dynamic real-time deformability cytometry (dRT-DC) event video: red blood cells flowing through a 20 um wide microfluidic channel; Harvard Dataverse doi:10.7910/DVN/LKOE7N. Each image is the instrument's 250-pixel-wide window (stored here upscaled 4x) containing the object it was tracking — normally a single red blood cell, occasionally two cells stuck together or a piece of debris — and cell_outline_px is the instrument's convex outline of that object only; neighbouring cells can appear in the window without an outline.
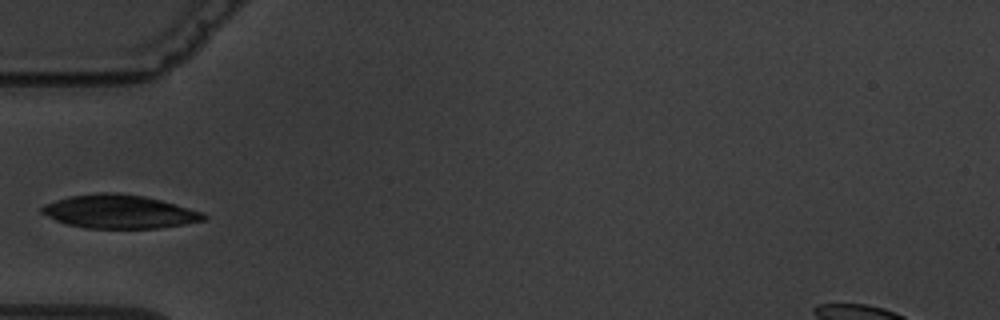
{"species": "common noctule bat (a hibernating species)", "species_latin": "Nyctalus noctula", "temperature_condition": "warm", "stored_images_in_passage": 4, "camera_frame_rate_fps": 3000, "um_per_image_px": 0.085, "animal": {"sex": "male", "body_mass_g": 19.5, "forearm_length_mm": 54.6}, "frame": {"image": 1, "passage_image": 4, "time_ms": 3.667, "image_size_px": [1000, 320], "cell_outline_px": [[208, 216], [204, 220], [184, 224], [160, 228], [88, 228], [68, 224], [56, 220], [40, 212], [40, 208], [44, 204], [68, 196], [100, 192], [116, 192], [144, 196], [160, 200], [204, 212]], "centroid_in_image_um": [10.14, 17.98], "position_along_channel_um": 74.9, "area_um2": 31.56}}